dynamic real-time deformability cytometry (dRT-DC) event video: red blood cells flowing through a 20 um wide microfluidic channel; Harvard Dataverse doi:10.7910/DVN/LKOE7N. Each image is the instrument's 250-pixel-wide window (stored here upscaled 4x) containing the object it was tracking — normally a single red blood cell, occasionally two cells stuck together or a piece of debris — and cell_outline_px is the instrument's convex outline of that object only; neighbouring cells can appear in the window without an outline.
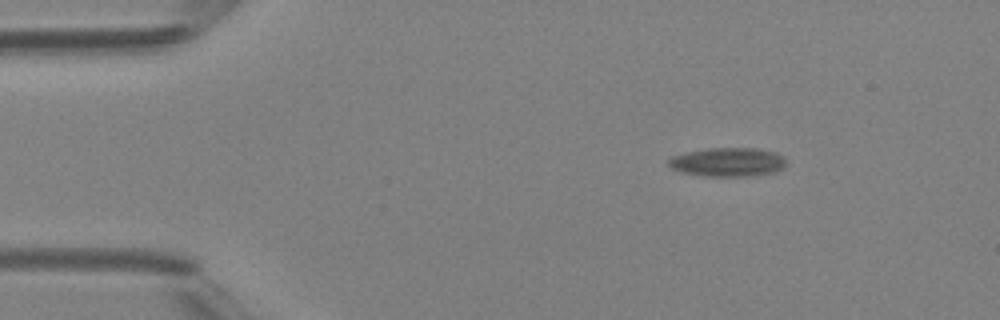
{"species": "Egyptian fruit bat (a non-hibernating species)", "species_latin": "Rousettus aegyptiacus", "temperature_condition": "room temperature", "stored_images_in_passage": 10, "camera_frame_rate_fps": 3000, "um_per_image_px": 0.085, "animal": {"sex": "female"}, "frame": {"image": 1, "passage_image": 2, "time_ms": 1.333, "image_size_px": [1000, 320], "cell_outline_px": [[784, 168], [776, 172], [748, 176], [704, 176], [680, 172], [672, 168], [668, 164], [668, 160], [672, 156], [688, 152], [708, 148], [756, 148], [776, 152], [784, 156]], "centroid_in_image_um": [61.87, 13.78], "position_along_channel_um": 23.1, "area_um2": 19.83}}
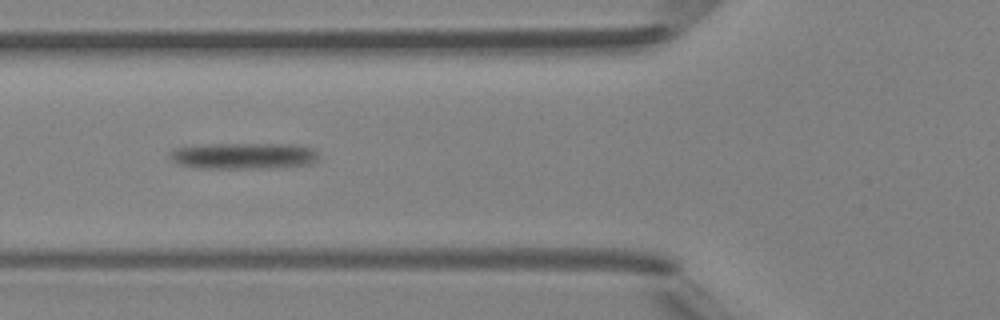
{"frame": {"image": 2, "passage_image": 6, "time_ms": 6.0, "image_size_px": [1000, 320], "cell_outline_px": [[316, 160], [312, 164], [272, 168], [192, 168], [176, 164], [168, 156], [168, 152], [176, 148], [204, 144], [304, 144], [312, 148], [316, 152]], "centroid_in_image_um": [20.67, 13.25], "position_along_channel_um": 105.1, "area_um2": 23.18}}
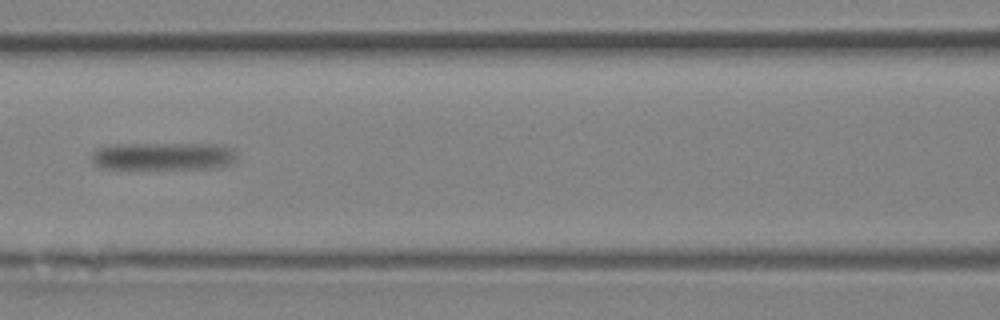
{"frame": {"image": 3, "passage_image": 7, "time_ms": 7.333, "image_size_px": [1000, 320], "cell_outline_px": [[236, 160], [228, 164], [216, 168], [104, 168], [96, 164], [92, 160], [92, 152], [96, 148], [116, 144], [216, 144], [228, 148], [236, 152]], "centroid_in_image_um": [13.87, 13.27], "position_along_channel_um": 152.7, "area_um2": 23.18}}